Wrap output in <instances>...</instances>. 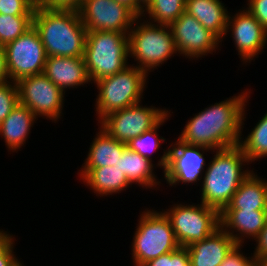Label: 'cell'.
Returning <instances> with one entry per match:
<instances>
[{"label":"cell","instance_id":"cell-34","mask_svg":"<svg viewBox=\"0 0 267 266\" xmlns=\"http://www.w3.org/2000/svg\"><path fill=\"white\" fill-rule=\"evenodd\" d=\"M254 240L256 242L254 244L255 250L251 254L254 256L255 261L267 263V221L265 227Z\"/></svg>","mask_w":267,"mask_h":266},{"label":"cell","instance_id":"cell-23","mask_svg":"<svg viewBox=\"0 0 267 266\" xmlns=\"http://www.w3.org/2000/svg\"><path fill=\"white\" fill-rule=\"evenodd\" d=\"M223 210H267V180L251 171Z\"/></svg>","mask_w":267,"mask_h":266},{"label":"cell","instance_id":"cell-26","mask_svg":"<svg viewBox=\"0 0 267 266\" xmlns=\"http://www.w3.org/2000/svg\"><path fill=\"white\" fill-rule=\"evenodd\" d=\"M185 5L186 0H151L141 17L153 24L170 25L185 12Z\"/></svg>","mask_w":267,"mask_h":266},{"label":"cell","instance_id":"cell-30","mask_svg":"<svg viewBox=\"0 0 267 266\" xmlns=\"http://www.w3.org/2000/svg\"><path fill=\"white\" fill-rule=\"evenodd\" d=\"M142 266H190L189 253L186 247L179 246L174 251L150 260Z\"/></svg>","mask_w":267,"mask_h":266},{"label":"cell","instance_id":"cell-22","mask_svg":"<svg viewBox=\"0 0 267 266\" xmlns=\"http://www.w3.org/2000/svg\"><path fill=\"white\" fill-rule=\"evenodd\" d=\"M225 6L222 0H186L185 12L214 33L222 46L230 13Z\"/></svg>","mask_w":267,"mask_h":266},{"label":"cell","instance_id":"cell-15","mask_svg":"<svg viewBox=\"0 0 267 266\" xmlns=\"http://www.w3.org/2000/svg\"><path fill=\"white\" fill-rule=\"evenodd\" d=\"M229 32L234 41L235 50L238 51L239 58L245 66L258 58L267 46V31L244 7L238 9L235 14L229 13L224 38L228 37L226 35Z\"/></svg>","mask_w":267,"mask_h":266},{"label":"cell","instance_id":"cell-4","mask_svg":"<svg viewBox=\"0 0 267 266\" xmlns=\"http://www.w3.org/2000/svg\"><path fill=\"white\" fill-rule=\"evenodd\" d=\"M128 37L129 59L133 58L136 62V65H131L148 75L175 55L180 56L169 25L153 24L139 16L132 25Z\"/></svg>","mask_w":267,"mask_h":266},{"label":"cell","instance_id":"cell-5","mask_svg":"<svg viewBox=\"0 0 267 266\" xmlns=\"http://www.w3.org/2000/svg\"><path fill=\"white\" fill-rule=\"evenodd\" d=\"M128 33L87 31L83 58L93 84L130 65Z\"/></svg>","mask_w":267,"mask_h":266},{"label":"cell","instance_id":"cell-21","mask_svg":"<svg viewBox=\"0 0 267 266\" xmlns=\"http://www.w3.org/2000/svg\"><path fill=\"white\" fill-rule=\"evenodd\" d=\"M38 117L26 106L18 104L0 123V137L4 139L8 152H18L28 141Z\"/></svg>","mask_w":267,"mask_h":266},{"label":"cell","instance_id":"cell-17","mask_svg":"<svg viewBox=\"0 0 267 266\" xmlns=\"http://www.w3.org/2000/svg\"><path fill=\"white\" fill-rule=\"evenodd\" d=\"M43 74L64 94L68 89L74 90L86 84H92L83 57H47Z\"/></svg>","mask_w":267,"mask_h":266},{"label":"cell","instance_id":"cell-35","mask_svg":"<svg viewBox=\"0 0 267 266\" xmlns=\"http://www.w3.org/2000/svg\"><path fill=\"white\" fill-rule=\"evenodd\" d=\"M36 7L78 10L82 0H34Z\"/></svg>","mask_w":267,"mask_h":266},{"label":"cell","instance_id":"cell-29","mask_svg":"<svg viewBox=\"0 0 267 266\" xmlns=\"http://www.w3.org/2000/svg\"><path fill=\"white\" fill-rule=\"evenodd\" d=\"M19 104L18 88L16 82L0 83V123Z\"/></svg>","mask_w":267,"mask_h":266},{"label":"cell","instance_id":"cell-38","mask_svg":"<svg viewBox=\"0 0 267 266\" xmlns=\"http://www.w3.org/2000/svg\"><path fill=\"white\" fill-rule=\"evenodd\" d=\"M10 81L7 66H6V54L4 46L0 45V83Z\"/></svg>","mask_w":267,"mask_h":266},{"label":"cell","instance_id":"cell-6","mask_svg":"<svg viewBox=\"0 0 267 266\" xmlns=\"http://www.w3.org/2000/svg\"><path fill=\"white\" fill-rule=\"evenodd\" d=\"M138 217L130 253L134 266H142L179 247L171 222L163 211L145 208Z\"/></svg>","mask_w":267,"mask_h":266},{"label":"cell","instance_id":"cell-12","mask_svg":"<svg viewBox=\"0 0 267 266\" xmlns=\"http://www.w3.org/2000/svg\"><path fill=\"white\" fill-rule=\"evenodd\" d=\"M10 81L43 73L46 53L37 30L32 26L16 40L4 46Z\"/></svg>","mask_w":267,"mask_h":266},{"label":"cell","instance_id":"cell-40","mask_svg":"<svg viewBox=\"0 0 267 266\" xmlns=\"http://www.w3.org/2000/svg\"><path fill=\"white\" fill-rule=\"evenodd\" d=\"M250 266H267V263L254 261Z\"/></svg>","mask_w":267,"mask_h":266},{"label":"cell","instance_id":"cell-36","mask_svg":"<svg viewBox=\"0 0 267 266\" xmlns=\"http://www.w3.org/2000/svg\"><path fill=\"white\" fill-rule=\"evenodd\" d=\"M15 241H17L15 239V235L0 229V257L3 256L13 245H15Z\"/></svg>","mask_w":267,"mask_h":266},{"label":"cell","instance_id":"cell-19","mask_svg":"<svg viewBox=\"0 0 267 266\" xmlns=\"http://www.w3.org/2000/svg\"><path fill=\"white\" fill-rule=\"evenodd\" d=\"M236 242L221 227L207 238L186 246L190 266H219Z\"/></svg>","mask_w":267,"mask_h":266},{"label":"cell","instance_id":"cell-3","mask_svg":"<svg viewBox=\"0 0 267 266\" xmlns=\"http://www.w3.org/2000/svg\"><path fill=\"white\" fill-rule=\"evenodd\" d=\"M33 26L47 57H83L87 30L78 10L35 7Z\"/></svg>","mask_w":267,"mask_h":266},{"label":"cell","instance_id":"cell-24","mask_svg":"<svg viewBox=\"0 0 267 266\" xmlns=\"http://www.w3.org/2000/svg\"><path fill=\"white\" fill-rule=\"evenodd\" d=\"M81 181L98 197L120 194L132 187L126 175L114 166L93 168Z\"/></svg>","mask_w":267,"mask_h":266},{"label":"cell","instance_id":"cell-2","mask_svg":"<svg viewBox=\"0 0 267 266\" xmlns=\"http://www.w3.org/2000/svg\"><path fill=\"white\" fill-rule=\"evenodd\" d=\"M213 154L201 184L198 183L201 186L200 202L221 212L254 168L249 169L248 158L238 145L215 150Z\"/></svg>","mask_w":267,"mask_h":266},{"label":"cell","instance_id":"cell-33","mask_svg":"<svg viewBox=\"0 0 267 266\" xmlns=\"http://www.w3.org/2000/svg\"><path fill=\"white\" fill-rule=\"evenodd\" d=\"M246 8L267 31V0H246Z\"/></svg>","mask_w":267,"mask_h":266},{"label":"cell","instance_id":"cell-41","mask_svg":"<svg viewBox=\"0 0 267 266\" xmlns=\"http://www.w3.org/2000/svg\"><path fill=\"white\" fill-rule=\"evenodd\" d=\"M151 0H138V2L145 8Z\"/></svg>","mask_w":267,"mask_h":266},{"label":"cell","instance_id":"cell-28","mask_svg":"<svg viewBox=\"0 0 267 266\" xmlns=\"http://www.w3.org/2000/svg\"><path fill=\"white\" fill-rule=\"evenodd\" d=\"M33 26V16H12L0 13V45L16 40Z\"/></svg>","mask_w":267,"mask_h":266},{"label":"cell","instance_id":"cell-37","mask_svg":"<svg viewBox=\"0 0 267 266\" xmlns=\"http://www.w3.org/2000/svg\"><path fill=\"white\" fill-rule=\"evenodd\" d=\"M13 245L3 256L0 257V266H23V261L21 262L19 257L14 254V247Z\"/></svg>","mask_w":267,"mask_h":266},{"label":"cell","instance_id":"cell-14","mask_svg":"<svg viewBox=\"0 0 267 266\" xmlns=\"http://www.w3.org/2000/svg\"><path fill=\"white\" fill-rule=\"evenodd\" d=\"M169 26L179 55L186 59L198 60L221 50V40L186 12Z\"/></svg>","mask_w":267,"mask_h":266},{"label":"cell","instance_id":"cell-8","mask_svg":"<svg viewBox=\"0 0 267 266\" xmlns=\"http://www.w3.org/2000/svg\"><path fill=\"white\" fill-rule=\"evenodd\" d=\"M180 202L162 211L169 218L179 246H189L211 235L220 227V212L202 202ZM172 206V207H171Z\"/></svg>","mask_w":267,"mask_h":266},{"label":"cell","instance_id":"cell-31","mask_svg":"<svg viewBox=\"0 0 267 266\" xmlns=\"http://www.w3.org/2000/svg\"><path fill=\"white\" fill-rule=\"evenodd\" d=\"M34 0H0V13L12 16H34Z\"/></svg>","mask_w":267,"mask_h":266},{"label":"cell","instance_id":"cell-7","mask_svg":"<svg viewBox=\"0 0 267 266\" xmlns=\"http://www.w3.org/2000/svg\"><path fill=\"white\" fill-rule=\"evenodd\" d=\"M148 76L145 71L130 64L124 70L96 81V120L99 122L108 113L142 102Z\"/></svg>","mask_w":267,"mask_h":266},{"label":"cell","instance_id":"cell-32","mask_svg":"<svg viewBox=\"0 0 267 266\" xmlns=\"http://www.w3.org/2000/svg\"><path fill=\"white\" fill-rule=\"evenodd\" d=\"M243 247V245H236L219 266H250L255 261L254 256L251 254L247 257L242 252Z\"/></svg>","mask_w":267,"mask_h":266},{"label":"cell","instance_id":"cell-20","mask_svg":"<svg viewBox=\"0 0 267 266\" xmlns=\"http://www.w3.org/2000/svg\"><path fill=\"white\" fill-rule=\"evenodd\" d=\"M98 132L90 143L88 155L84 160L78 177L80 181L93 169L100 167H111L121 159L126 143L120 142L111 137L104 129L98 125Z\"/></svg>","mask_w":267,"mask_h":266},{"label":"cell","instance_id":"cell-18","mask_svg":"<svg viewBox=\"0 0 267 266\" xmlns=\"http://www.w3.org/2000/svg\"><path fill=\"white\" fill-rule=\"evenodd\" d=\"M267 210H222L220 227L233 238L237 245L254 239L265 227Z\"/></svg>","mask_w":267,"mask_h":266},{"label":"cell","instance_id":"cell-25","mask_svg":"<svg viewBox=\"0 0 267 266\" xmlns=\"http://www.w3.org/2000/svg\"><path fill=\"white\" fill-rule=\"evenodd\" d=\"M251 129L247 137L241 134L238 144L250 164L267 157V112Z\"/></svg>","mask_w":267,"mask_h":266},{"label":"cell","instance_id":"cell-9","mask_svg":"<svg viewBox=\"0 0 267 266\" xmlns=\"http://www.w3.org/2000/svg\"><path fill=\"white\" fill-rule=\"evenodd\" d=\"M168 113L169 109L143 106L140 102L108 113L97 125L114 139L127 144L134 137L156 126Z\"/></svg>","mask_w":267,"mask_h":266},{"label":"cell","instance_id":"cell-1","mask_svg":"<svg viewBox=\"0 0 267 266\" xmlns=\"http://www.w3.org/2000/svg\"><path fill=\"white\" fill-rule=\"evenodd\" d=\"M251 93L246 88L238 95L234 94L235 96L208 105L199 113L193 114L177 138L186 144L214 150L238 145L246 124V106L249 105Z\"/></svg>","mask_w":267,"mask_h":266},{"label":"cell","instance_id":"cell-39","mask_svg":"<svg viewBox=\"0 0 267 266\" xmlns=\"http://www.w3.org/2000/svg\"><path fill=\"white\" fill-rule=\"evenodd\" d=\"M118 3H122L129 8H131L138 16H141L144 10V7L138 2V0H114Z\"/></svg>","mask_w":267,"mask_h":266},{"label":"cell","instance_id":"cell-16","mask_svg":"<svg viewBox=\"0 0 267 266\" xmlns=\"http://www.w3.org/2000/svg\"><path fill=\"white\" fill-rule=\"evenodd\" d=\"M162 156L158 159L157 164H153L150 160L142 157L139 153L130 150L126 147L122 153L121 159L116 162L114 167H117L123 172L128 181L133 185L141 186L144 189H160L163 179H159L154 173V169L162 168L164 172L168 163V147L163 149ZM156 188V189H155Z\"/></svg>","mask_w":267,"mask_h":266},{"label":"cell","instance_id":"cell-27","mask_svg":"<svg viewBox=\"0 0 267 266\" xmlns=\"http://www.w3.org/2000/svg\"><path fill=\"white\" fill-rule=\"evenodd\" d=\"M171 116V110H169V113L156 126L131 139L127 143V147L155 163L152 160L154 152L159 150V148H162V143L166 142V139L163 136H159V128L164 125Z\"/></svg>","mask_w":267,"mask_h":266},{"label":"cell","instance_id":"cell-11","mask_svg":"<svg viewBox=\"0 0 267 266\" xmlns=\"http://www.w3.org/2000/svg\"><path fill=\"white\" fill-rule=\"evenodd\" d=\"M213 155L214 149L200 145L186 144L179 140L168 145V163L164 172L166 184L176 187L183 185H197L202 182L203 175L208 166L205 160V152ZM196 183V184H195Z\"/></svg>","mask_w":267,"mask_h":266},{"label":"cell","instance_id":"cell-13","mask_svg":"<svg viewBox=\"0 0 267 266\" xmlns=\"http://www.w3.org/2000/svg\"><path fill=\"white\" fill-rule=\"evenodd\" d=\"M78 13L87 31L129 32L139 17L114 0H82Z\"/></svg>","mask_w":267,"mask_h":266},{"label":"cell","instance_id":"cell-10","mask_svg":"<svg viewBox=\"0 0 267 266\" xmlns=\"http://www.w3.org/2000/svg\"><path fill=\"white\" fill-rule=\"evenodd\" d=\"M16 85L19 104L28 107L38 118L54 123L62 118L66 94L43 73L21 78Z\"/></svg>","mask_w":267,"mask_h":266}]
</instances>
